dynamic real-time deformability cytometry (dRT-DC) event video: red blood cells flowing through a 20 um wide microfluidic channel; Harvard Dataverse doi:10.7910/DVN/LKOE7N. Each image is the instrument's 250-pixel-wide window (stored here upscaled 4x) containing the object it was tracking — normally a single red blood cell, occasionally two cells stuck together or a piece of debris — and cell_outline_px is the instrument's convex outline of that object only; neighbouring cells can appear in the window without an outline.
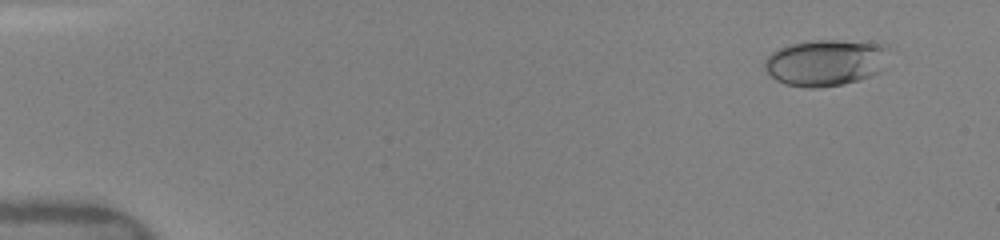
{"species": "human", "species_latin": "Homo sapiens", "temperature_condition": "warm", "stored_images_in_passage": 46, "camera_frame_rate_fps": 3000, "um_per_image_px": 0.085, "donor": {"sex": "female"}, "frame": {"image": 1, "passage_image": 4, "time_ms": 1.0, "image_size_px": [1000, 240], "cell_outline_px": [[888, 48], [884, 68], [880, 72], [872, 76], [860, 80], [844, 84], [816, 88], [808, 88], [784, 84], [776, 80], [764, 68], [764, 60], [772, 52], [788, 44], [816, 40], [840, 40], [888, 44]], "centroid_in_image_um": [70.2, 5.32], "position_along_channel_um": 14.8, "area_um2": 33.99}}
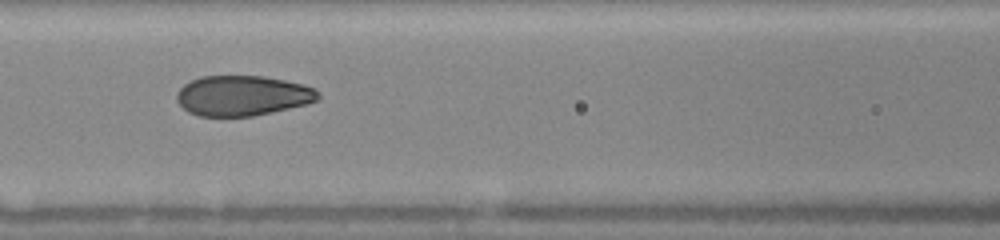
{"frame": {"image": 2, "passage_image": 23, "time_ms": 7.333, "image_size_px": [1000, 240], "cell_outline_px": [[320, 100], [308, 104], [272, 112], [252, 116], [196, 116], [188, 112], [176, 100], [176, 92], [184, 84], [200, 76], [264, 76], [304, 84], [316, 88], [320, 96]], "centroid_in_image_um": [20.63, 8.13], "position_along_channel_um": 146.0, "area_um2": 33.41}}
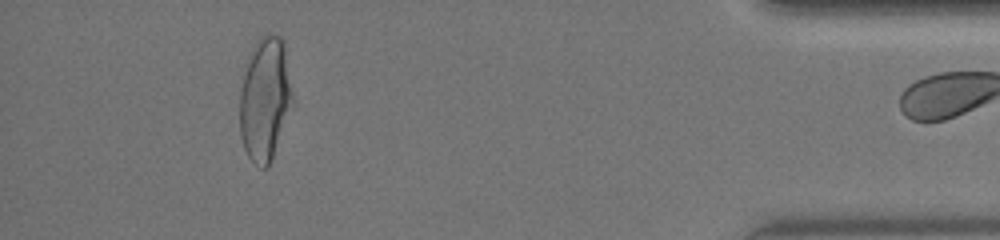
{"frame": {"image": 3, "passage_image": 45, "time_ms": 15.0, "image_size_px": [1000, 240], "cell_outline_px": [[292, 100], [268, 168], [264, 168], [252, 160], [248, 156], [244, 148], [240, 136], [240, 92], [244, 64], [256, 40], [260, 36], [268, 32], [280, 36], [284, 40], [292, 92]], "centroid_in_image_um": [22.48, 8.31], "position_along_channel_um": 412.7, "area_um2": 37.69}}